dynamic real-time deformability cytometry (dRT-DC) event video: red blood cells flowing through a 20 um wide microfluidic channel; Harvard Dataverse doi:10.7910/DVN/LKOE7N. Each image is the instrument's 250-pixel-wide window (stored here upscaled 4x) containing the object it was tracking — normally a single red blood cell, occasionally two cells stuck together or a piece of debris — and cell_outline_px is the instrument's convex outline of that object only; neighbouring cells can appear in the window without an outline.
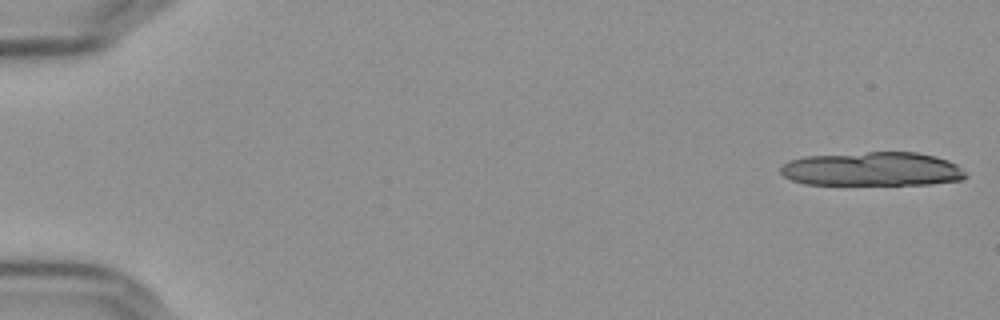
{"species": "Egyptian fruit bat (a non-hibernating species)", "species_latin": "Rousettus aegyptiacus", "temperature_condition": "cold", "stored_images_in_passage": 22, "camera_frame_rate_fps": 3000, "um_per_image_px": 0.085, "frame": {"image": 1, "passage_image": 1, "time_ms": 0.0, "image_size_px": [1000, 320], "cell_outline_px": [[968, 176], [964, 180], [932, 184], [804, 184], [792, 180], [784, 176], [780, 172], [780, 168], [788, 160], [804, 156], [868, 152], [916, 152], [936, 156], [948, 160], [956, 164]], "centroid_in_image_um": [74.16, 14.37], "position_along_channel_um": 10.8, "area_um2": 36.76}}